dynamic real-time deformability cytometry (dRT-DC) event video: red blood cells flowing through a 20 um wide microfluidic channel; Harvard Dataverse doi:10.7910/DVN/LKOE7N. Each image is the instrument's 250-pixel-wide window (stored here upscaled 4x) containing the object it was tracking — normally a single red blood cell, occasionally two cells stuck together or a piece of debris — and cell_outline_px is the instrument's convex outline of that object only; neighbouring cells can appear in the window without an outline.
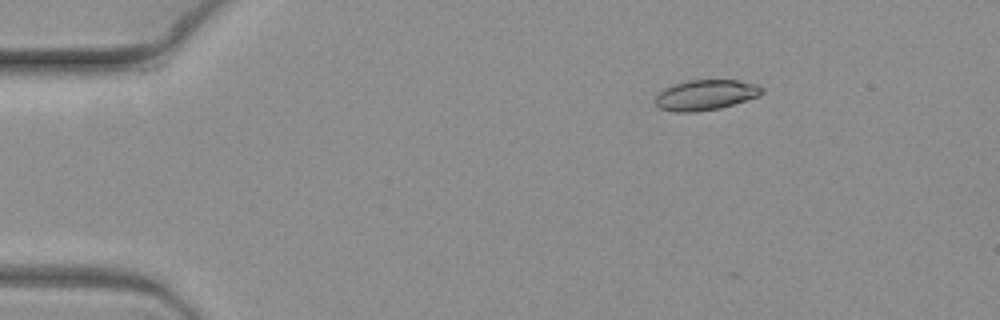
{"species": "common noctule bat (a hibernating species)", "species_latin": "Nyctalus noctula", "temperature_condition": "warm", "stored_images_in_passage": 6, "camera_frame_rate_fps": 3000, "um_per_image_px": 0.085, "animal": {"sex": "female", "body_mass_g": 19.3, "forearm_length_mm": 54.1}, "frame": {"image": 1, "passage_image": 1, "time_ms": 0.0, "image_size_px": [1000, 320], "cell_outline_px": [[764, 92], [760, 96], [720, 108], [692, 112], [676, 112], [660, 108], [656, 104], [656, 96], [664, 88], [672, 84], [688, 80], [740, 80], [756, 84], [764, 88]], "centroid_in_image_um": [60.01, 8.06], "position_along_channel_um": 25.0, "area_um2": 18.9}}
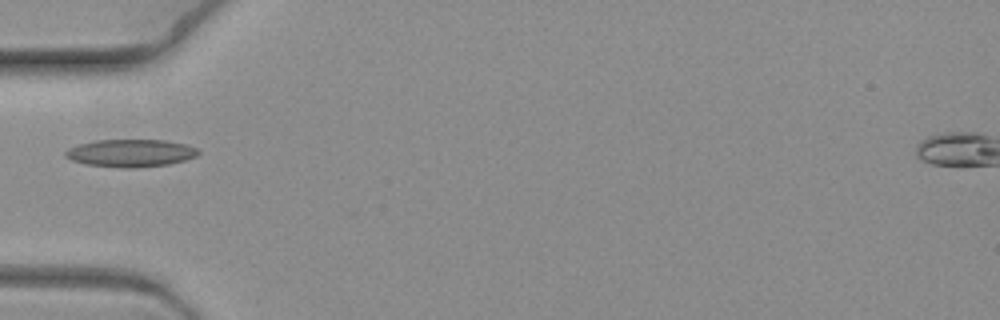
{"frame": {"image": 2, "passage_image": 4, "time_ms": 1.0, "image_size_px": [1000, 320], "cell_outline_px": [[200, 152], [196, 156], [184, 160], [168, 164], [136, 168], [124, 168], [84, 164], [72, 160], [64, 156], [64, 152], [68, 148], [80, 144], [96, 140], [164, 140], [184, 144], [196, 148]], "centroid_in_image_um": [11.07, 13.01], "position_along_channel_um": 73.9, "area_um2": 21.27}}
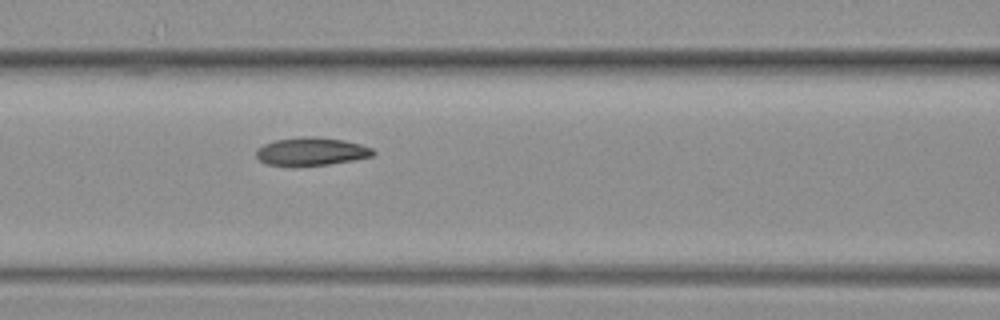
{"frame": {"image": 3, "passage_image": 6, "time_ms": 1.667, "image_size_px": [1000, 320], "cell_outline_px": [[376, 152], [372, 156], [352, 160], [328, 164], [264, 164], [256, 156], [256, 148], [264, 144], [276, 140], [300, 136], [316, 136], [344, 140], [360, 144], [372, 148]], "centroid_in_image_um": [26.47, 12.84], "position_along_channel_um": 140.1, "area_um2": 18.73}}